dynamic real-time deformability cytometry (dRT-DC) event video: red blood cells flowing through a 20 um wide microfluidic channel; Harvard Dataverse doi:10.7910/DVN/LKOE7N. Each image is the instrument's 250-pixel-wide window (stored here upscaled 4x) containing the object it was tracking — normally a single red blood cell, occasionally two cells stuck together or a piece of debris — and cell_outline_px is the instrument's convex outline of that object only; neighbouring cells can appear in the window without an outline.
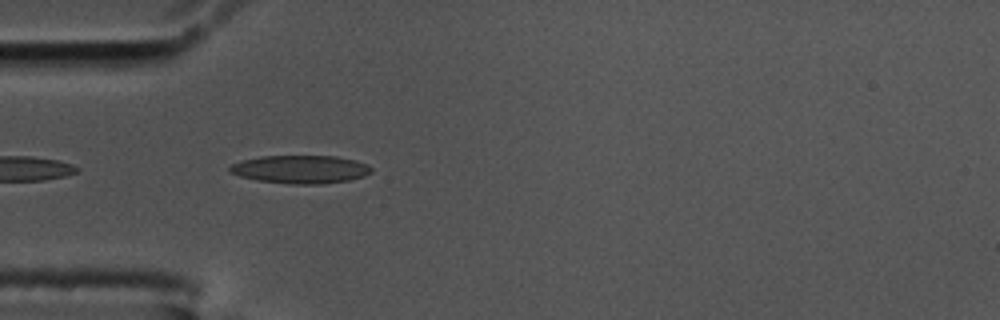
{"species": "common noctule bat (a hibernating species)", "species_latin": "Nyctalus noctula", "temperature_condition": "cold", "stored_images_in_passage": 11, "camera_frame_rate_fps": 3000, "um_per_image_px": 0.085, "animal": {"sex": "male", "body_mass_g": 17.5, "forearm_length_mm": 52.3}, "frame": {"image": 1, "passage_image": 2, "time_ms": 0.333, "image_size_px": [1000, 320], "cell_outline_px": [[372, 172], [364, 176], [348, 180], [320, 184], [288, 184], [256, 180], [240, 176], [228, 172], [228, 168], [232, 164], [240, 160], [260, 156], [336, 156], [356, 160], [368, 164], [372, 168]], "centroid_in_image_um": [25.52, 14.39], "position_along_channel_um": 59.5, "area_um2": 23.41}}
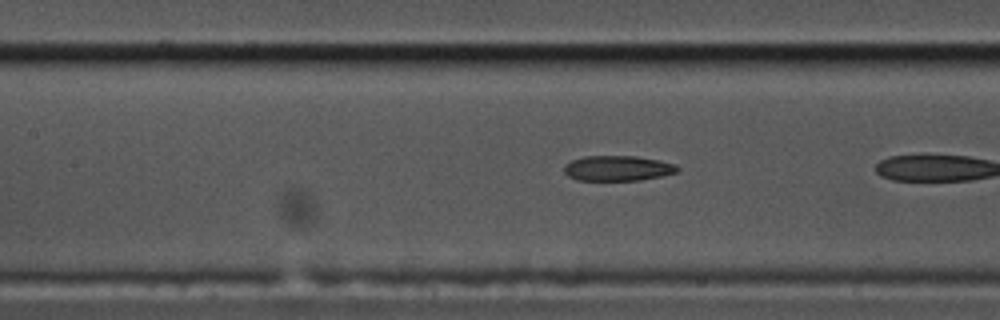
{"frame": {"image": 2, "passage_image": 8, "time_ms": 2.333, "image_size_px": [1000, 320], "cell_outline_px": [[680, 168], [676, 172], [660, 176], [640, 180], [576, 180], [568, 176], [564, 172], [564, 164], [572, 160], [584, 156], [636, 156], [676, 164]], "centroid_in_image_um": [52.47, 14.3], "position_along_channel_um": 154.9, "area_um2": 16.59}}